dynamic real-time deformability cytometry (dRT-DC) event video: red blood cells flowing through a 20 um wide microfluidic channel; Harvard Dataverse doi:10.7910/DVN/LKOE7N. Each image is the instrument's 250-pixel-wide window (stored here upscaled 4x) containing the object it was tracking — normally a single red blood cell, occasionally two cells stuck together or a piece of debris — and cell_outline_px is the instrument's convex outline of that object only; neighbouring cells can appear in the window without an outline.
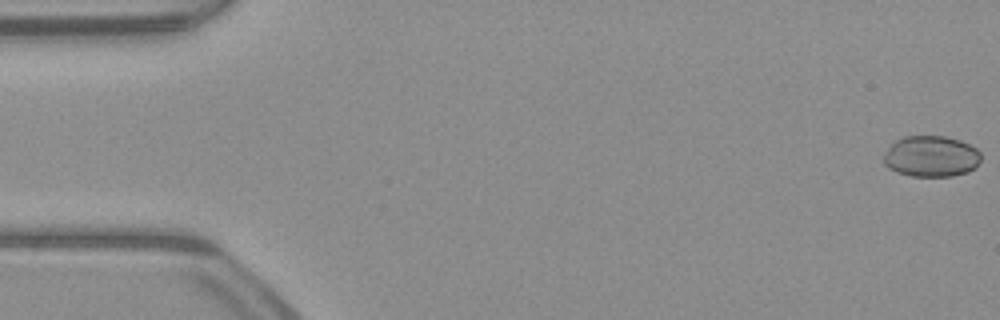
{"species": "common noctule bat (a hibernating species)", "species_latin": "Nyctalus noctula", "temperature_condition": "warm", "stored_images_in_passage": 52, "camera_frame_rate_fps": 3000, "um_per_image_px": 0.085, "animal": {"sex": "male", "body_mass_g": 23.1, "forearm_length_mm": 52.7}, "frame": {"image": 1, "passage_image": 1, "time_ms": 0.0, "image_size_px": [1000, 320], "cell_outline_px": [[980, 160], [976, 168], [968, 172], [952, 176], [912, 176], [896, 172], [888, 168], [884, 164], [884, 152], [896, 140], [904, 136], [944, 136], [960, 140], [976, 148], [980, 152]], "centroid_in_image_um": [79.15, 13.29], "position_along_channel_um": 5.9, "area_um2": 23.41}}
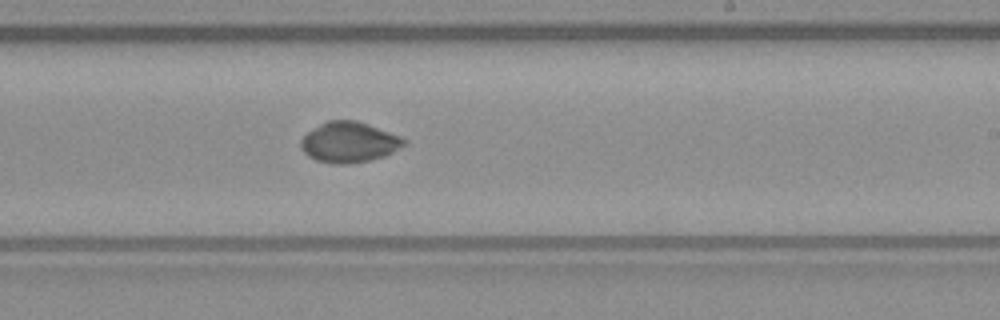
{"frame": {"image": 2, "passage_image": 31, "time_ms": 10.0, "image_size_px": [1000, 320], "cell_outline_px": [[408, 144], [384, 156], [368, 160], [344, 164], [336, 164], [316, 160], [308, 156], [300, 148], [300, 140], [308, 132], [320, 124], [328, 120], [356, 120], [368, 124], [400, 136], [408, 140]], "centroid_in_image_um": [29.68, 12.08], "position_along_channel_um": 259.3, "area_um2": 24.28}}
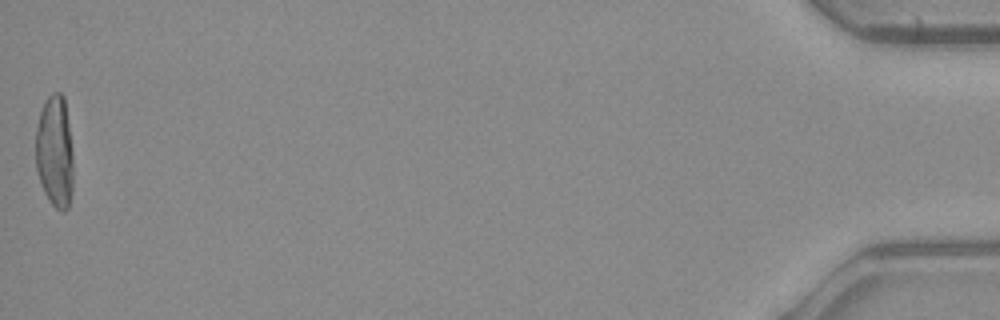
{"frame": {"image": 3, "passage_image": 52, "time_ms": 17.0, "image_size_px": [1000, 320], "cell_outline_px": [[72, 192], [68, 208], [64, 212], [56, 208], [48, 200], [40, 184], [36, 172], [36, 128], [40, 112], [48, 96], [52, 92], [60, 92], [64, 96], [72, 152]], "centroid_in_image_um": [4.64, 12.92], "position_along_channel_um": 430.6, "area_um2": 24.62}, "authors_computed_cell_mechanics": {"area_um2": 24.1604, "velocity_mm_per_s": 4.0142, "shape_relaxation_time_tau1_ms": null, "shape_relaxation_time_tau2_ms": 1.2138, "deformation_change_tau1": null, "deformation_change_tau2": 0.0279}}